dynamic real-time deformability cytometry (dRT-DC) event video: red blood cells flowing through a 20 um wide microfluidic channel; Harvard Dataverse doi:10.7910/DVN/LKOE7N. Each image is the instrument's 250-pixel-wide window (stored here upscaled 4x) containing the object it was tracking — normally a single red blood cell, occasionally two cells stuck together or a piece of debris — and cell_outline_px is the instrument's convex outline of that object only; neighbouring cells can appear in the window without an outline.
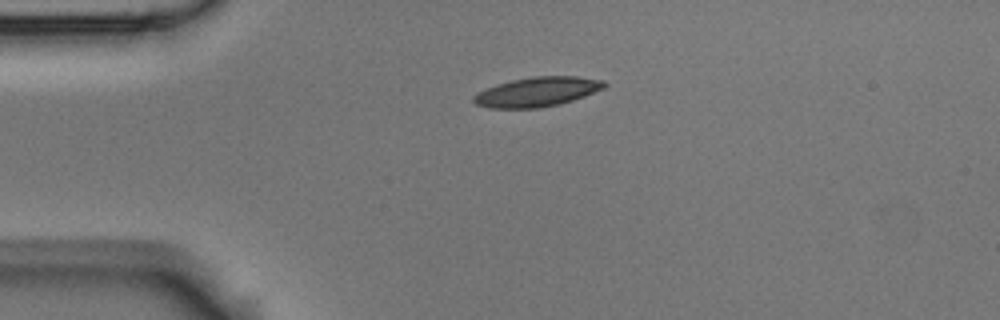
{"species": "Egyptian fruit bat (a non-hibernating species)", "species_latin": "Rousettus aegyptiacus", "temperature_condition": "room temperature", "stored_images_in_passage": 2, "camera_frame_rate_fps": 3000, "um_per_image_px": 0.085, "animal": {"sex": "male"}, "frame": {"image": 1, "passage_image": 1, "time_ms": 0.0, "image_size_px": [1000, 320], "cell_outline_px": [[608, 84], [604, 88], [584, 96], [560, 104], [536, 108], [488, 108], [476, 104], [472, 100], [472, 96], [496, 84], [512, 80], [532, 76], [576, 76], [604, 80]], "centroid_in_image_um": [45.67, 7.8], "position_along_channel_um": 39.3, "area_um2": 22.43}}